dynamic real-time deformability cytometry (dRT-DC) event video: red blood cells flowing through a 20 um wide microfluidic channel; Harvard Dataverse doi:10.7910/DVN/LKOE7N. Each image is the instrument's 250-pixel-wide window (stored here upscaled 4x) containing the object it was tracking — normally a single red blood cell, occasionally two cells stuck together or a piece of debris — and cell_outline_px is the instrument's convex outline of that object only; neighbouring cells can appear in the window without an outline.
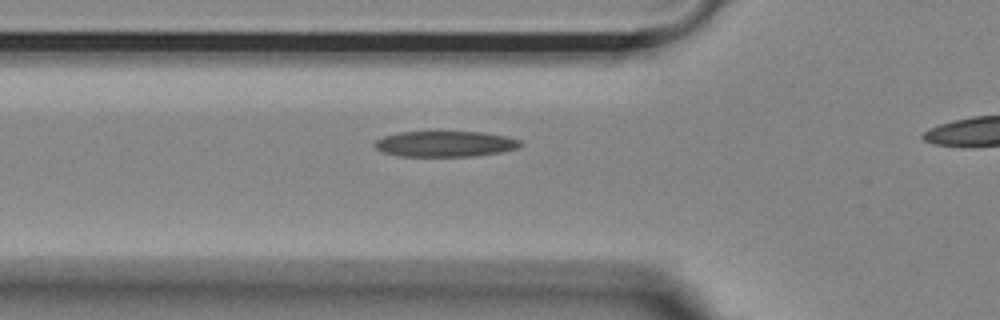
{"species": "Egyptian fruit bat (a non-hibernating species)", "species_latin": "Rousettus aegyptiacus", "temperature_condition": "room temperature", "stored_images_in_passage": 28, "camera_frame_rate_fps": 3000, "um_per_image_px": 0.085, "animal": {"sex": "female"}, "frame": {"image": 1, "passage_image": 2, "time_ms": 0.333, "image_size_px": [1000, 320], "cell_outline_px": [[524, 144], [520, 148], [500, 152], [476, 156], [400, 156], [380, 152], [372, 144], [376, 140], [384, 136], [400, 132], [484, 132], [504, 136], [520, 140]], "centroid_in_image_um": [37.84, 12.24], "position_along_channel_um": 88.0, "area_um2": 21.96}}
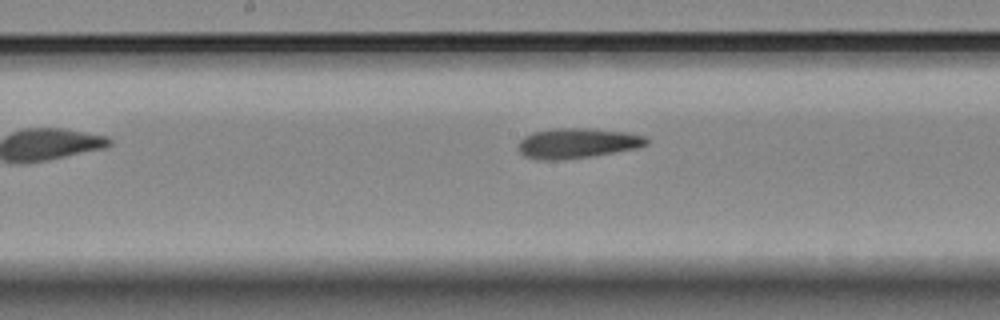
{"frame": {"image": 2, "passage_image": 11, "time_ms": 3.333, "image_size_px": [1000, 320], "cell_outline_px": [[648, 144], [640, 148], [592, 156], [560, 160], [536, 160], [524, 156], [520, 152], [520, 140], [524, 136], [532, 132], [552, 128], [588, 128], [628, 132], [644, 136], [648, 140]], "centroid_in_image_um": [49.08, 12.17], "position_along_channel_um": 199.1, "area_um2": 22.72}}
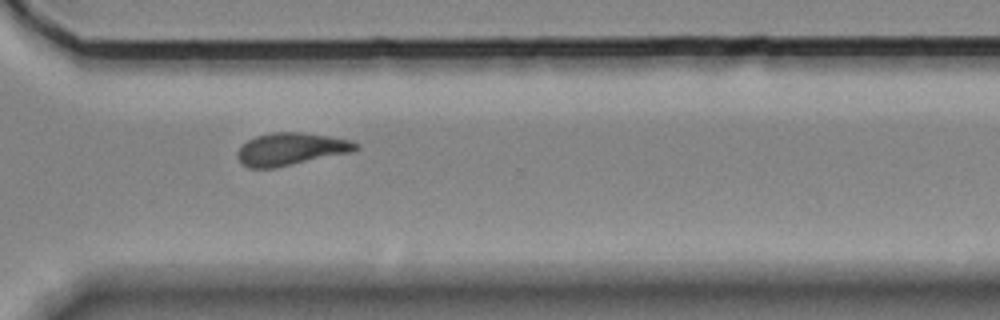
{"frame": {"image": 3, "passage_image": 23, "time_ms": 7.333, "image_size_px": [1000, 320], "cell_outline_px": [[360, 148], [352, 152], [276, 168], [248, 168], [240, 164], [236, 156], [236, 152], [248, 140], [256, 136], [272, 132], [304, 132], [352, 140], [360, 144]], "centroid_in_image_um": [24.74, 12.68], "position_along_channel_um": 345.9, "area_um2": 22.72}}